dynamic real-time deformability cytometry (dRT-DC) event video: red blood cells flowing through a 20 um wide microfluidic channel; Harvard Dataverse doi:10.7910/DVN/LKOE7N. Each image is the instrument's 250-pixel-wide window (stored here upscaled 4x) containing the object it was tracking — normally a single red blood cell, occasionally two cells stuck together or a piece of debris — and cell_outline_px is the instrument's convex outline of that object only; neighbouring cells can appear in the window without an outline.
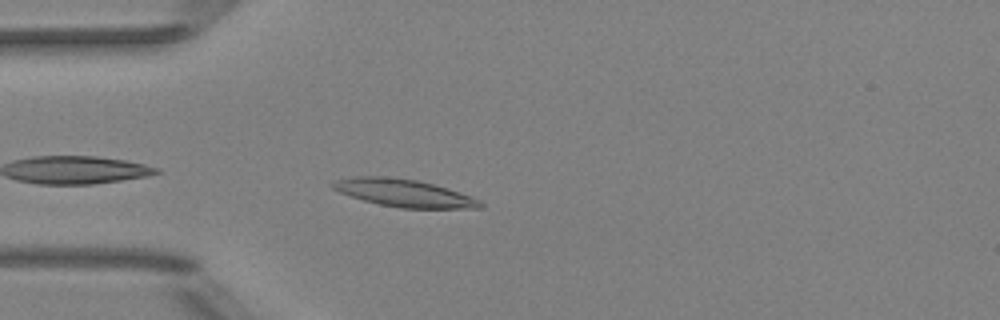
{"species": "Egyptian fruit bat (a non-hibernating species)", "species_latin": "Rousettus aegyptiacus", "temperature_condition": "room temperature", "stored_images_in_passage": 31, "camera_frame_rate_fps": 3000, "um_per_image_px": 0.085, "animal": {"sex": "female"}, "frame": {"image": 1, "passage_image": 2, "time_ms": 0.333, "image_size_px": [1000, 320], "cell_outline_px": [[484, 208], [400, 208], [380, 204], [364, 200], [340, 192], [332, 188], [332, 184], [336, 180], [360, 176], [384, 176], [416, 180], [432, 184], [472, 196], [480, 200], [484, 204]], "centroid_in_image_um": [34.38, 16.41], "position_along_channel_um": 50.6, "area_um2": 23.29}}
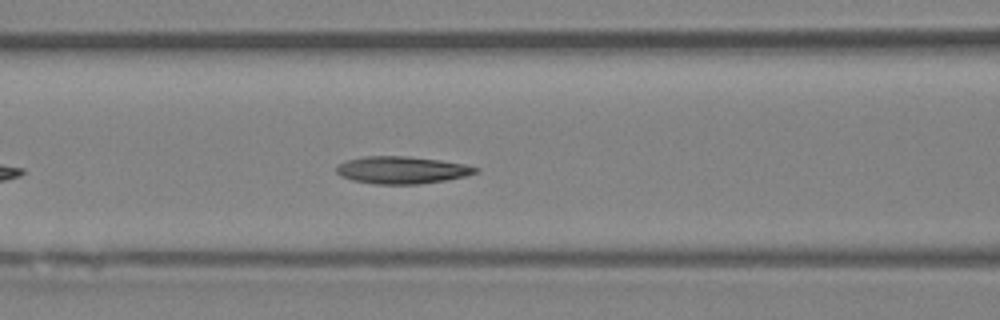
{"frame": {"image": 2, "passage_image": 9, "time_ms": 2.667, "image_size_px": [1000, 320], "cell_outline_px": [[480, 168], [476, 172], [468, 176], [448, 180], [420, 184], [376, 184], [352, 180], [340, 176], [336, 172], [336, 168], [340, 164], [348, 160], [368, 156], [408, 156], [440, 160], [464, 164]], "centroid_in_image_um": [34.2, 14.46], "position_along_channel_um": 132.4, "area_um2": 22.14}}
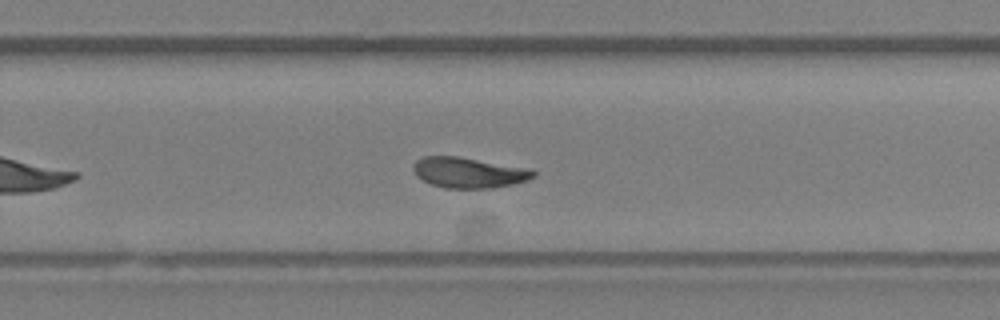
{"frame": {"image": 3, "passage_image": 21, "time_ms": 6.667, "image_size_px": [1000, 320], "cell_outline_px": [[536, 176], [528, 180], [512, 184], [492, 188], [444, 188], [432, 184], [416, 176], [412, 168], [416, 160], [424, 156], [456, 156], [532, 168], [536, 172]], "centroid_in_image_um": [39.88, 14.66], "position_along_channel_um": 289.9, "area_um2": 21.5}, "authors_computed_cell_mechanics": {"area_um2": 21.9062, "velocity_mm_per_s": 3.9485, "shape_relaxation_time_tau1_ms": 5.4424, "shape_relaxation_time_tau2_ms": 2.2685, "deformation_change_tau1": 0.1474, "deformation_change_tau2": 0.0819}}